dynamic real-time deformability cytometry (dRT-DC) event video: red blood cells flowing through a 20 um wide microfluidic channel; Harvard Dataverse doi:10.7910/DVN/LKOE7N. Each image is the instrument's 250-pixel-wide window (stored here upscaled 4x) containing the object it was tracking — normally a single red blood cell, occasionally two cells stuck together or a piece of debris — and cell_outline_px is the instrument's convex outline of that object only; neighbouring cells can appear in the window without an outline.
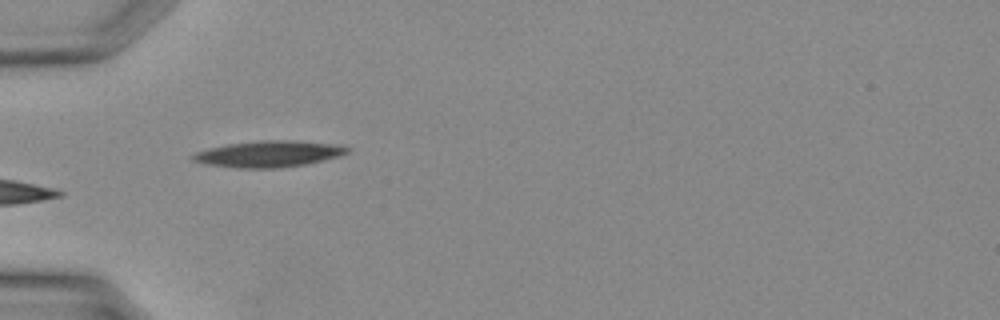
{"species": "Egyptian fruit bat (a non-hibernating species)", "species_latin": "Rousettus aegyptiacus", "temperature_condition": "warm", "stored_images_in_passage": 23, "camera_frame_rate_fps": 3000, "um_per_image_px": 0.085, "animal": {"sex": "female"}, "frame": {"image": 1, "passage_image": 1, "time_ms": 0.0, "image_size_px": [1000, 320], "cell_outline_px": [[352, 148], [348, 152], [324, 160], [308, 164], [280, 168], [236, 168], [204, 164], [192, 160], [188, 156], [196, 152], [208, 148], [228, 144], [260, 140], [300, 140], [340, 144]], "centroid_in_image_um": [22.85, 13.08], "position_along_channel_um": 62.2, "area_um2": 24.1}}